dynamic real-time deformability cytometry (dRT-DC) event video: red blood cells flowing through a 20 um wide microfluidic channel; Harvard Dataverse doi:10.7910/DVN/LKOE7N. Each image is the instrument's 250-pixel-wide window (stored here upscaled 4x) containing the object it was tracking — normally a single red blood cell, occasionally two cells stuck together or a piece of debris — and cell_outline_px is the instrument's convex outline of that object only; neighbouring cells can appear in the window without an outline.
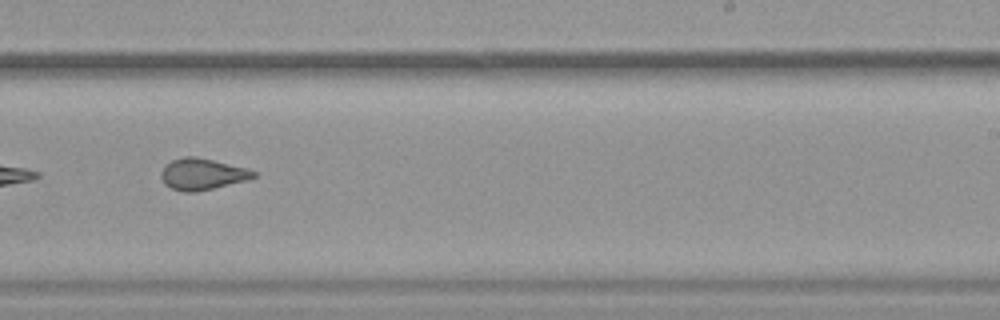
{"species": "common noctule bat (a hibernating species)", "species_latin": "Nyctalus noctula", "temperature_condition": "warm", "stored_images_in_passage": 37, "camera_frame_rate_fps": 3000, "um_per_image_px": 0.085, "animal": {"sex": "female", "body_mass_g": 19.9}, "frame": {"image": 1, "passage_image": 32, "time_ms": 10.333, "image_size_px": [1000, 320], "cell_outline_px": [[256, 176], [248, 180], [196, 192], [184, 192], [172, 188], [164, 184], [160, 176], [160, 172], [172, 160], [184, 156], [196, 156], [248, 168], [256, 172]], "centroid_in_image_um": [17.2, 14.8], "position_along_channel_um": 271.8, "area_um2": 16.94}}